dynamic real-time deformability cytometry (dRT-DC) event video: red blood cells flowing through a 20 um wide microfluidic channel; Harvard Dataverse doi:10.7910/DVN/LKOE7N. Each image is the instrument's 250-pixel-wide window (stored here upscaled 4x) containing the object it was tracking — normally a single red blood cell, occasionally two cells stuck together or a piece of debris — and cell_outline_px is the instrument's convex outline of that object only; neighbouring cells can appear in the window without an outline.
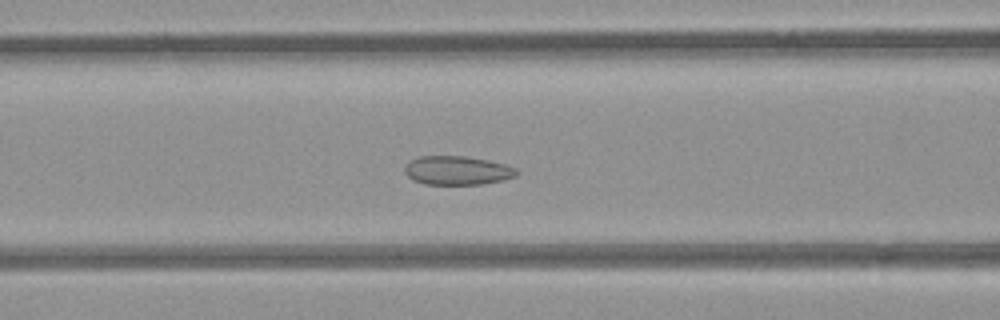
{"species": "common noctule bat (a hibernating species)", "species_latin": "Nyctalus noctula", "temperature_condition": "room temperature", "stored_images_in_passage": 43, "camera_frame_rate_fps": 3000, "um_per_image_px": 0.085, "animal": {"sex": "female", "body_mass_g": 21.9}, "frame": {"image": 1, "passage_image": 10, "time_ms": 3.0, "image_size_px": [1000, 320], "cell_outline_px": [[520, 172], [516, 176], [504, 180], [484, 184], [424, 184], [412, 180], [404, 172], [404, 164], [408, 160], [420, 156], [464, 156], [488, 160], [504, 164], [516, 168]], "centroid_in_image_um": [38.85, 14.49], "position_along_channel_um": 127.8, "area_um2": 19.07}}
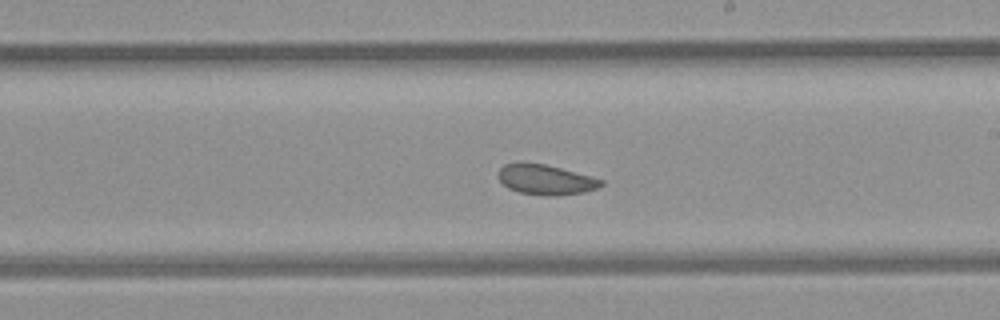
{"frame": {"image": 2, "passage_image": 19, "time_ms": 6.0, "image_size_px": [1000, 320], "cell_outline_px": [[604, 184], [596, 188], [584, 192], [556, 196], [548, 196], [520, 192], [508, 188], [500, 180], [500, 168], [504, 164], [520, 160], [544, 164], [592, 176], [604, 180]], "centroid_in_image_um": [46.38, 15.25], "position_along_channel_um": 242.6, "area_um2": 18.15}}
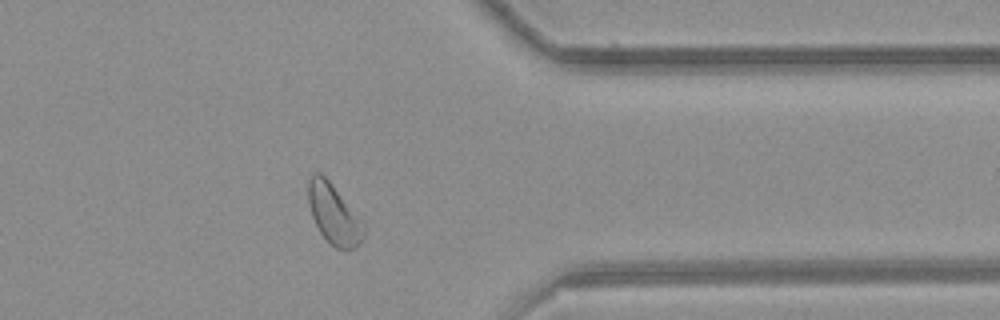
{"frame": {"image": 3, "passage_image": 31, "time_ms": 10.0, "image_size_px": [1000, 320], "cell_outline_px": [[364, 240], [356, 248], [336, 248], [320, 232], [312, 216], [308, 200], [308, 180], [312, 172], [320, 172], [328, 180], [364, 224]], "centroid_in_image_um": [28.36, 18.19], "position_along_channel_um": 383.0, "area_um2": 18.9}, "authors_computed_cell_mechanics": {"area_um2": 19.363, "velocity_mm_per_s": 3.8327, "shape_relaxation_time_tau1_ms": null, "shape_relaxation_time_tau2_ms": 3.0738, "deformation_change_tau1": null, "deformation_change_tau2": 0.0726}}